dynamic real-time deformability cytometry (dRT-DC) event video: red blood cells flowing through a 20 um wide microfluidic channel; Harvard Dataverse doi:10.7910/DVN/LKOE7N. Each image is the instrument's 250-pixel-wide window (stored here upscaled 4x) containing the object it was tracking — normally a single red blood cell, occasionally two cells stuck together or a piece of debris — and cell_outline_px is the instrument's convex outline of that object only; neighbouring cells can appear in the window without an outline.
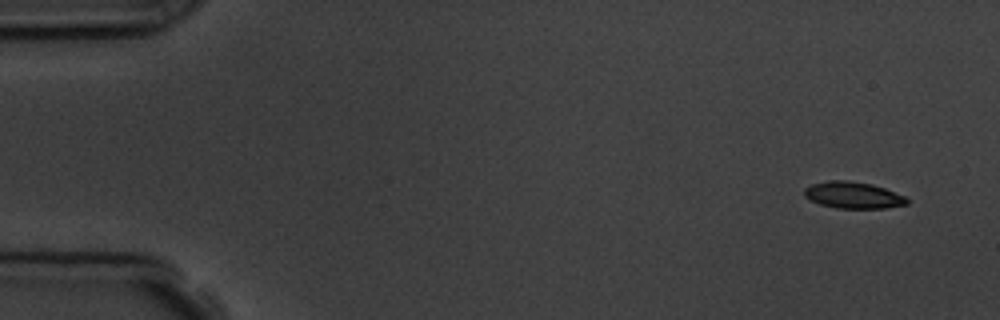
{"species": "common noctule bat (a hibernating species)", "species_latin": "Nyctalus noctula", "temperature_condition": "room temperature", "stored_images_in_passage": 5, "camera_frame_rate_fps": 3000, "um_per_image_px": 0.085, "animal": {"sex": "male", "body_mass_g": 19.5, "forearm_length_mm": 54.6}, "frame": {"image": 1, "passage_image": 1, "time_ms": 0.0, "image_size_px": [1000, 320], "cell_outline_px": [[908, 204], [884, 208], [836, 208], [820, 204], [804, 196], [804, 188], [812, 184], [828, 180], [848, 180], [872, 184], [884, 188], [904, 196], [908, 200]], "centroid_in_image_um": [72.5, 16.58], "position_along_channel_um": 12.5, "area_um2": 15.84}}
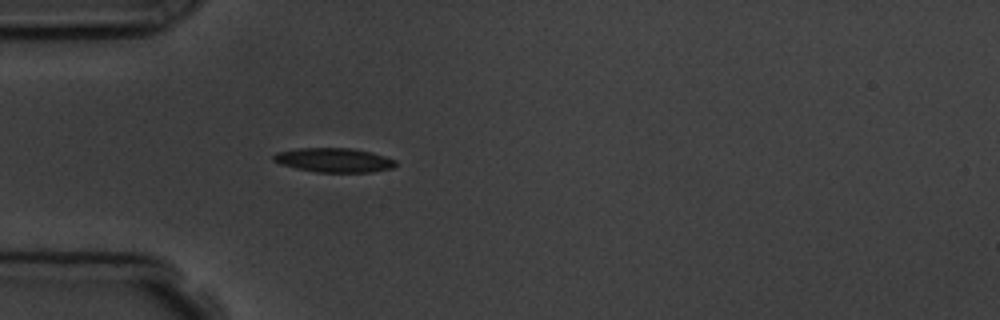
{"frame": {"image": 2, "passage_image": 5, "time_ms": 4.333, "image_size_px": [1000, 320], "cell_outline_px": [[396, 164], [392, 168], [372, 172], [316, 172], [296, 168], [280, 164], [272, 160], [272, 156], [276, 152], [296, 148], [352, 148], [372, 152], [396, 160]], "centroid_in_image_um": [28.36, 13.6], "position_along_channel_um": 56.6, "area_um2": 17.34}}